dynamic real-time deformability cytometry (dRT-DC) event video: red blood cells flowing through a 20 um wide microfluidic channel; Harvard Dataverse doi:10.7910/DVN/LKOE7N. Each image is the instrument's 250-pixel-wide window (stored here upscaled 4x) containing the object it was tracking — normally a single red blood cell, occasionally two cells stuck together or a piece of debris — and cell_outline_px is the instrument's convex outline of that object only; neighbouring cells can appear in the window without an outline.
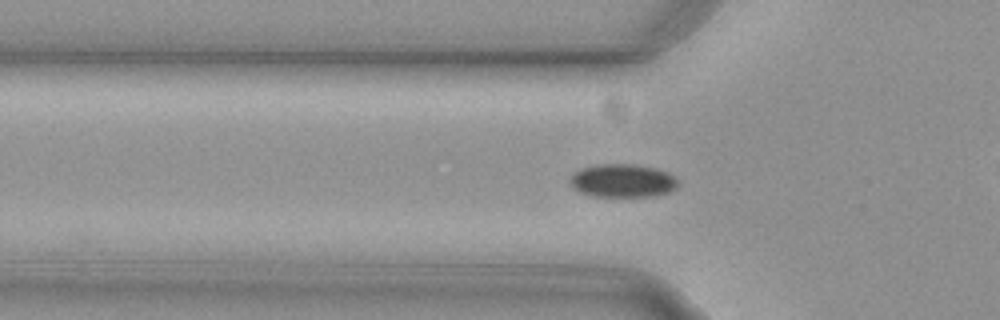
{"species": "common noctule bat (a hibernating species)", "species_latin": "Nyctalus noctula", "temperature_condition": "cold", "stored_images_in_passage": 54, "camera_frame_rate_fps": 3000, "um_per_image_px": 0.085, "animal": {"sex": "female", "body_mass_g": 29.2, "forearm_length_mm": 56.3}, "frame": {"image": 1, "passage_image": 16, "time_ms": 5.0, "image_size_px": [1000, 320], "cell_outline_px": [[680, 184], [676, 188], [668, 192], [652, 196], [592, 196], [580, 192], [572, 188], [568, 180], [572, 172], [580, 168], [596, 164], [632, 164], [656, 168], [668, 172], [676, 176]], "centroid_in_image_um": [52.9, 15.35], "position_along_channel_um": 72.9, "area_um2": 21.33}}
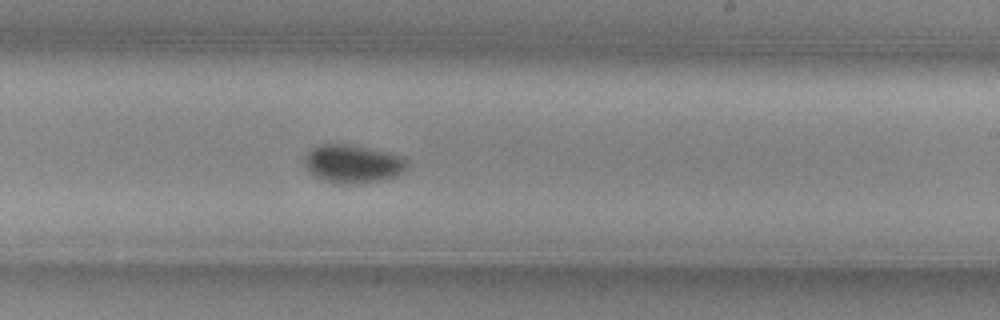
{"frame": {"image": 2, "passage_image": 31, "time_ms": 10.0, "image_size_px": [1000, 320], "cell_outline_px": [[408, 168], [404, 172], [396, 176], [364, 184], [336, 184], [320, 180], [304, 164], [304, 156], [312, 148], [320, 144], [352, 144], [388, 152], [404, 156], [408, 160]], "centroid_in_image_um": [30.03, 13.93], "position_along_channel_um": 259.0, "area_um2": 23.35}}
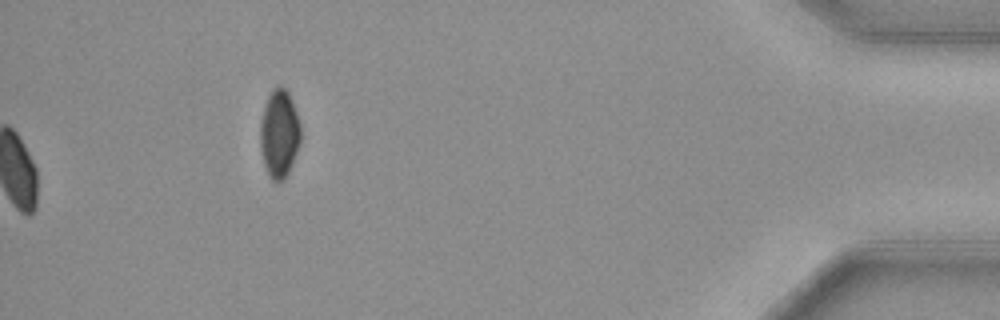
{"frame": {"image": 3, "passage_image": 54, "time_ms": 17.667, "image_size_px": [1000, 320], "cell_outline_px": [[300, 140], [292, 164], [284, 180], [272, 180], [264, 164], [260, 148], [260, 124], [264, 104], [272, 88], [280, 84], [288, 92], [296, 112], [300, 124]], "centroid_in_image_um": [23.72, 11.32], "position_along_channel_um": 411.5, "area_um2": 20.58}, "authors_computed_cell_mechanics": {"area_um2": 20.6346, "velocity_mm_per_s": 3.732, "shape_relaxation_time_tau1_ms": 3.7448, "shape_relaxation_time_tau2_ms": null, "deformation_change_tau1": 0.0654, "deformation_change_tau2": null}}